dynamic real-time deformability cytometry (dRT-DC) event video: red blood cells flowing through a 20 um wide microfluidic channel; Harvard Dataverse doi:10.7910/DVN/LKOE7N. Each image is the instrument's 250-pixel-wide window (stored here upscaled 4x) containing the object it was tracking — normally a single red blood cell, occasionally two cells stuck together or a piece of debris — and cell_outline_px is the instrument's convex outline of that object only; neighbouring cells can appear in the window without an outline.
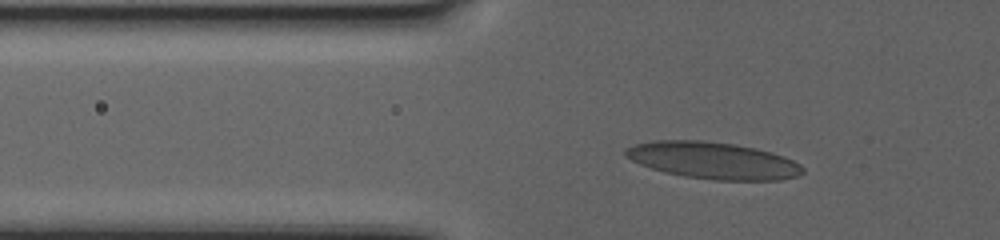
{"species": "human", "species_latin": "Homo sapiens", "temperature_condition": "warm", "stored_images_in_passage": 31, "camera_frame_rate_fps": 3000, "um_per_image_px": 0.085, "donor": {"sex": "female"}, "frame": {"image": 1, "passage_image": 11, "time_ms": 3.333, "image_size_px": [1000, 240], "cell_outline_px": [[804, 172], [796, 176], [780, 180], [716, 180], [684, 176], [664, 172], [640, 164], [632, 160], [624, 152], [628, 148], [636, 144], [656, 140], [704, 140], [736, 144], [756, 148], [772, 152], [784, 156], [800, 164], [804, 168]], "centroid_in_image_um": [60.66, 13.63], "position_along_channel_um": 65.1, "area_um2": 37.92}}
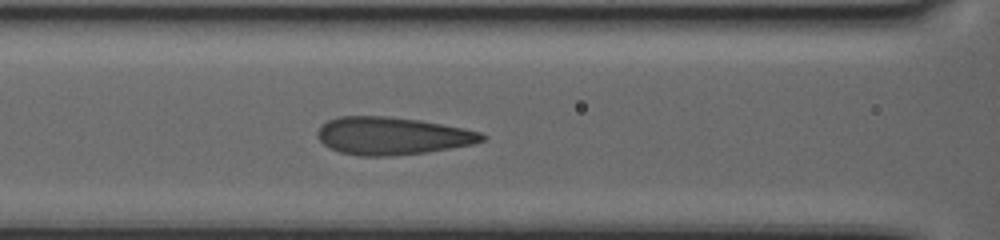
{"frame": {"image": 2, "passage_image": 20, "time_ms": 6.333, "image_size_px": [1000, 240], "cell_outline_px": [[488, 136], [484, 140], [472, 144], [452, 148], [428, 152], [388, 156], [360, 156], [340, 152], [324, 144], [316, 136], [316, 132], [328, 120], [340, 116], [384, 116], [420, 120], [464, 128], [480, 132]], "centroid_in_image_um": [33.36, 11.55], "position_along_channel_um": 133.2, "area_um2": 36.01}}
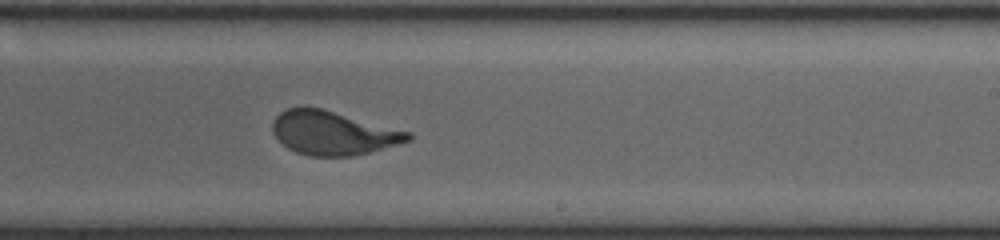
{"frame": {"image": 3, "passage_image": 31, "time_ms": 10.0, "image_size_px": [1000, 240], "cell_outline_px": [[412, 140], [368, 152], [352, 156], [308, 156], [296, 152], [288, 148], [272, 132], [272, 120], [280, 112], [288, 108], [320, 108], [412, 132]], "centroid_in_image_um": [28.31, 11.31], "position_along_channel_um": 260.7, "area_um2": 34.22}}